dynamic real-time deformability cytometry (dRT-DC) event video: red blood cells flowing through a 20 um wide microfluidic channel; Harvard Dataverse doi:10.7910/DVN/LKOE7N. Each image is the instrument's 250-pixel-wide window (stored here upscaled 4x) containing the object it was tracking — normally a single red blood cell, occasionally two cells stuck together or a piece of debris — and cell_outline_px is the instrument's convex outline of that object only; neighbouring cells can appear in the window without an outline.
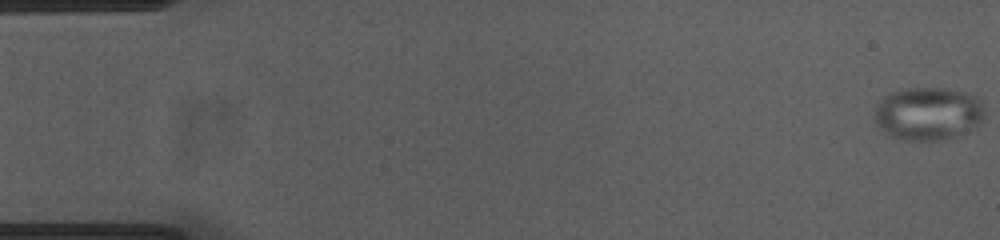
{"species": "common noctule bat (a hibernating species)", "species_latin": "Nyctalus noctula", "temperature_condition": "cold", "stored_images_in_passage": 15, "camera_frame_rate_fps": 3000, "um_per_image_px": 0.085, "animal": {"sex": "female", "body_mass_g": 23.0, "forearm_length_mm": 53.4}, "frame": {"image": 1, "passage_image": 1, "time_ms": 0.0, "image_size_px": [1000, 240], "cell_outline_px": [[984, 116], [976, 128], [960, 136], [948, 140], [908, 140], [892, 136], [884, 132], [872, 120], [872, 112], [880, 96], [888, 92], [908, 88], [940, 88], [960, 92], [972, 96], [980, 100], [984, 108]], "centroid_in_image_um": [78.83, 9.67], "position_along_channel_um": 6.2, "area_um2": 34.74}}